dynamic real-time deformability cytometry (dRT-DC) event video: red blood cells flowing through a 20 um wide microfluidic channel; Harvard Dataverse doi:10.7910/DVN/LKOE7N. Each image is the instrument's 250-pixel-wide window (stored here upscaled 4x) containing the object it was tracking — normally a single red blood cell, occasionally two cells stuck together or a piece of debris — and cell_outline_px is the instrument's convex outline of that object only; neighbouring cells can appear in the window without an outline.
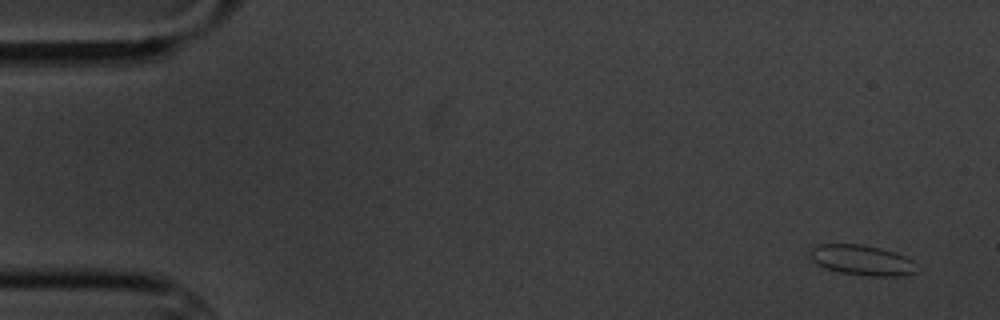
{"species": "common noctule bat (a hibernating species)", "species_latin": "Nyctalus noctula", "temperature_condition": "cold", "stored_images_in_passage": 4, "camera_frame_rate_fps": 3000, "um_per_image_px": 0.085, "animal": {"sex": "male", "body_mass_g": 20.1, "forearm_length_mm": 53.5}, "frame": {"image": 1, "passage_image": 1, "time_ms": 0.0, "image_size_px": [1000, 320], "cell_outline_px": [[920, 268], [916, 272], [900, 276], [864, 276], [840, 272], [824, 268], [812, 260], [808, 252], [812, 244], [864, 244], [896, 252], [912, 260]], "centroid_in_image_um": [73.25, 22.1], "position_along_channel_um": 11.7, "area_um2": 19.25}}